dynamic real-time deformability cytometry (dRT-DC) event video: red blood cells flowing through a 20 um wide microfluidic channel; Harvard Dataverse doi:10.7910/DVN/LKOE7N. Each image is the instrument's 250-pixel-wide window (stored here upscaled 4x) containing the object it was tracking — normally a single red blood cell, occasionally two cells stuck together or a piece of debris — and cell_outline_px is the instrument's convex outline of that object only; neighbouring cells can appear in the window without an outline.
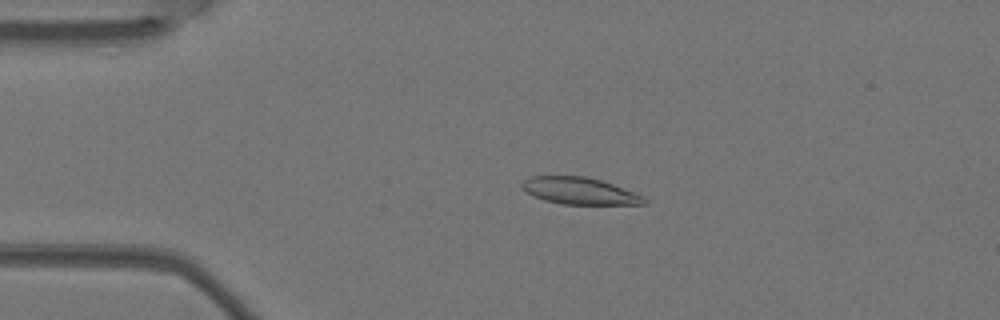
{"species": "Egyptian fruit bat (a non-hibernating species)", "species_latin": "Rousettus aegyptiacus", "temperature_condition": "warm", "stored_images_in_passage": 4, "camera_frame_rate_fps": 3000, "um_per_image_px": 0.085, "animal": {"sex": "female"}, "frame": {"image": 1, "passage_image": 3, "time_ms": 0.667, "image_size_px": [1000, 320], "cell_outline_px": [[648, 204], [560, 204], [544, 200], [532, 196], [524, 192], [520, 188], [520, 184], [524, 180], [532, 176], [584, 176], [600, 180], [612, 184], [644, 196], [648, 200]], "centroid_in_image_um": [49.22, 16.23], "position_along_channel_um": 35.8, "area_um2": 19.25}}
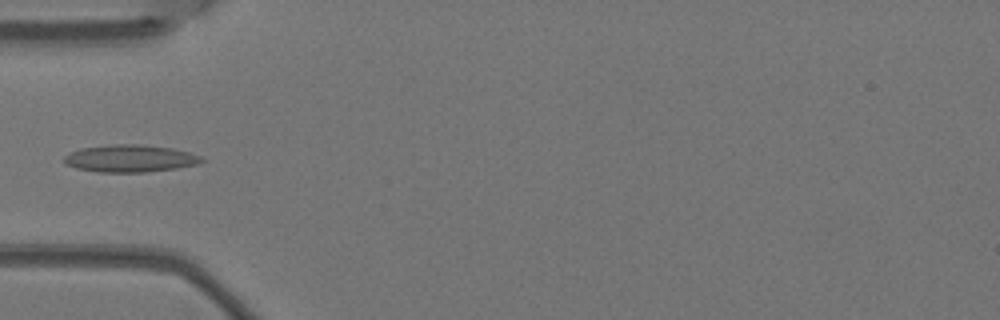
{"frame": {"image": 2, "passage_image": 4, "time_ms": 1.0, "image_size_px": [1000, 320], "cell_outline_px": [[204, 160], [200, 164], [176, 168], [144, 172], [96, 172], [76, 168], [68, 164], [64, 160], [64, 156], [68, 152], [80, 148], [112, 144], [140, 144], [172, 148], [188, 152], [200, 156]], "centroid_in_image_um": [11.04, 13.46], "position_along_channel_um": 74.0, "area_um2": 21.91}}